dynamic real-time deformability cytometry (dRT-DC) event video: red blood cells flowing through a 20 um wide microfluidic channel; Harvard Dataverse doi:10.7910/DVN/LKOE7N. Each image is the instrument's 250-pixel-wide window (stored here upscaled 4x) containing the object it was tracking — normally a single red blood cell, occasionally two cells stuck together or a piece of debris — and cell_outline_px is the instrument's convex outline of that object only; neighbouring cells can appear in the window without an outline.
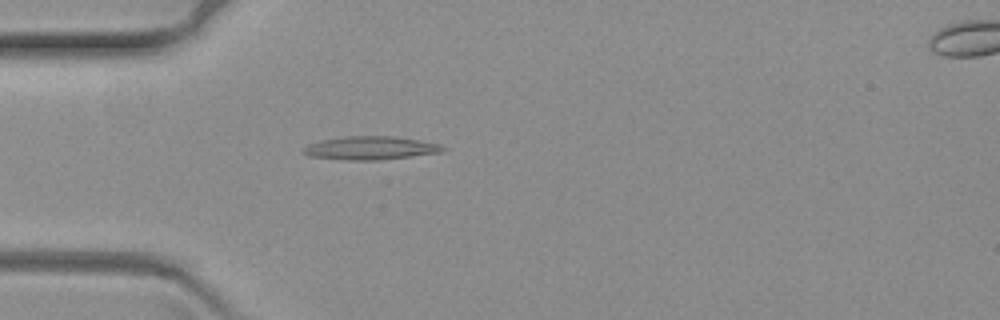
{"species": "common noctule bat (a hibernating species)", "species_latin": "Nyctalus noctula", "temperature_condition": "warm", "stored_images_in_passage": 33, "camera_frame_rate_fps": 3000, "um_per_image_px": 0.085, "animal": {"sex": "female", "body_mass_g": 19.3, "forearm_length_mm": 54.1}, "frame": {"image": 1, "passage_image": 9, "time_ms": 2.667, "image_size_px": [1000, 320], "cell_outline_px": [[448, 148], [444, 152], [380, 160], [348, 160], [308, 156], [304, 152], [304, 148], [308, 144], [324, 140], [344, 136], [392, 136], [440, 144]], "centroid_in_image_um": [31.54, 12.59], "position_along_channel_um": 53.5, "area_um2": 18.84}}
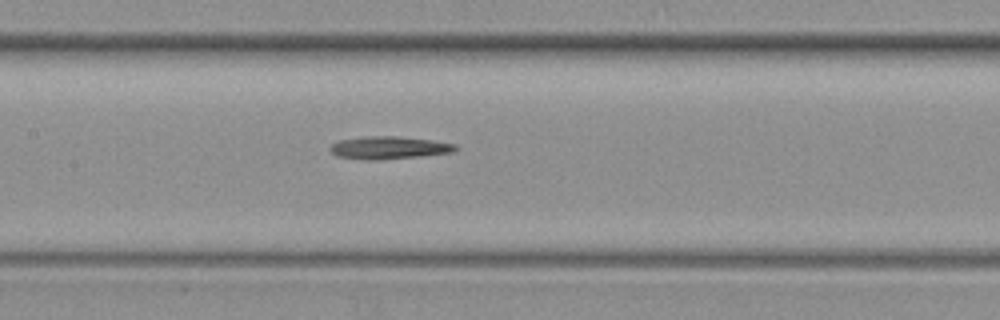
{"frame": {"image": 2, "passage_image": 21, "time_ms": 6.667, "image_size_px": [1000, 320], "cell_outline_px": [[460, 148], [452, 152], [420, 156], [376, 160], [364, 160], [336, 156], [328, 148], [332, 144], [340, 140], [368, 136], [396, 136], [432, 140], [456, 144]], "centroid_in_image_um": [33.06, 12.56], "position_along_channel_um": 174.3, "area_um2": 16.53}}
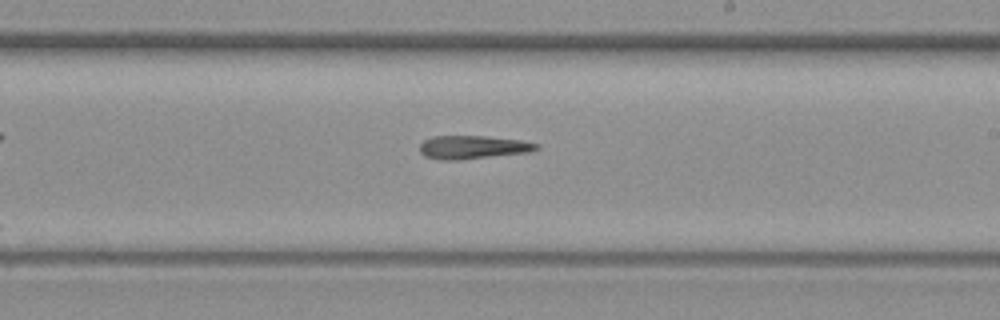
{"frame": {"image": 3, "passage_image": 28, "time_ms": 9.0, "image_size_px": [1000, 320], "cell_outline_px": [[540, 148], [532, 152], [460, 160], [440, 160], [424, 156], [420, 152], [420, 144], [424, 140], [432, 136], [484, 136], [520, 140], [540, 144]], "centroid_in_image_um": [40.21, 12.52], "position_along_channel_um": 248.8, "area_um2": 16.07}}